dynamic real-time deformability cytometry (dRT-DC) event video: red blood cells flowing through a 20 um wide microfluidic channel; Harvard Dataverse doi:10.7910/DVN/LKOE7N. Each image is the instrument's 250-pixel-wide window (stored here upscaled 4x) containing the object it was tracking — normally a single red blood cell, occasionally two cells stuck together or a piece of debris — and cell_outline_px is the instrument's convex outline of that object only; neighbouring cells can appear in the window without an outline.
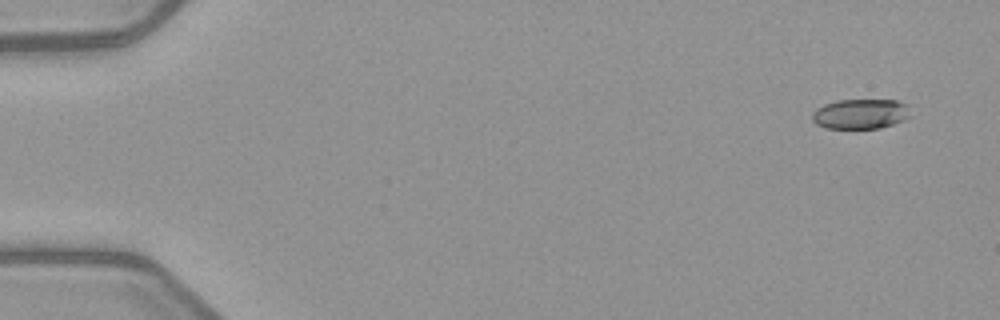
{"species": "common noctule bat (a hibernating species)", "species_latin": "Nyctalus noctula", "temperature_condition": "warm", "stored_images_in_passage": 4, "camera_frame_rate_fps": 3000, "um_per_image_px": 0.085, "animal": {"sex": "female", "body_mass_g": 21.9}, "frame": {"image": 1, "passage_image": 1, "time_ms": 0.0, "image_size_px": [1000, 320], "cell_outline_px": [[912, 116], [904, 120], [880, 128], [824, 128], [816, 124], [812, 120], [812, 112], [816, 108], [824, 104], [836, 100], [896, 100], [904, 104]], "centroid_in_image_um": [73.1, 9.68], "position_along_channel_um": 11.9, "area_um2": 17.17}}
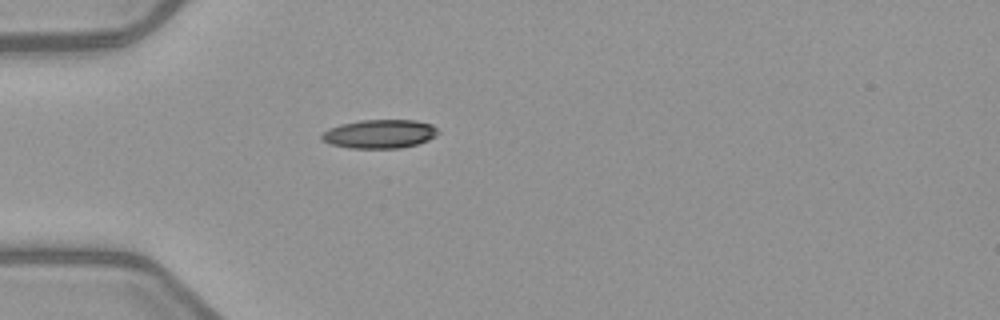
{"frame": {"image": 2, "passage_image": 4, "time_ms": 4.333, "image_size_px": [1000, 320], "cell_outline_px": [[440, 132], [436, 136], [428, 140], [416, 144], [400, 148], [348, 148], [332, 144], [320, 140], [320, 136], [328, 128], [340, 124], [360, 120], [416, 120], [432, 124]], "centroid_in_image_um": [32.26, 11.38], "position_along_channel_um": 52.7, "area_um2": 19.59}}